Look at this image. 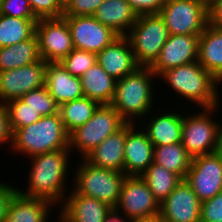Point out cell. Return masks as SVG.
I'll return each mask as SVG.
<instances>
[{
	"instance_id": "5b68a950",
	"label": "cell",
	"mask_w": 222,
	"mask_h": 222,
	"mask_svg": "<svg viewBox=\"0 0 222 222\" xmlns=\"http://www.w3.org/2000/svg\"><path fill=\"white\" fill-rule=\"evenodd\" d=\"M72 188L81 195L100 200L115 208L121 194L125 173L90 165L84 159L76 165Z\"/></svg>"
},
{
	"instance_id": "44dd1931",
	"label": "cell",
	"mask_w": 222,
	"mask_h": 222,
	"mask_svg": "<svg viewBox=\"0 0 222 222\" xmlns=\"http://www.w3.org/2000/svg\"><path fill=\"white\" fill-rule=\"evenodd\" d=\"M45 86L59 106L84 97L81 78L72 76L60 62H47Z\"/></svg>"
},
{
	"instance_id": "2e32d148",
	"label": "cell",
	"mask_w": 222,
	"mask_h": 222,
	"mask_svg": "<svg viewBox=\"0 0 222 222\" xmlns=\"http://www.w3.org/2000/svg\"><path fill=\"white\" fill-rule=\"evenodd\" d=\"M201 201L185 179L160 204L163 222H200Z\"/></svg>"
},
{
	"instance_id": "7a4b0ae2",
	"label": "cell",
	"mask_w": 222,
	"mask_h": 222,
	"mask_svg": "<svg viewBox=\"0 0 222 222\" xmlns=\"http://www.w3.org/2000/svg\"><path fill=\"white\" fill-rule=\"evenodd\" d=\"M158 77L150 67H138L134 72L116 82L115 95L111 105L127 123H137L145 119L155 109L153 100L154 81ZM153 80V81H152ZM153 107V108H152ZM151 109V110H150Z\"/></svg>"
},
{
	"instance_id": "30bf717a",
	"label": "cell",
	"mask_w": 222,
	"mask_h": 222,
	"mask_svg": "<svg viewBox=\"0 0 222 222\" xmlns=\"http://www.w3.org/2000/svg\"><path fill=\"white\" fill-rule=\"evenodd\" d=\"M115 209L129 220L137 221L158 217L160 204L141 176H126Z\"/></svg>"
},
{
	"instance_id": "7dc6e473",
	"label": "cell",
	"mask_w": 222,
	"mask_h": 222,
	"mask_svg": "<svg viewBox=\"0 0 222 222\" xmlns=\"http://www.w3.org/2000/svg\"><path fill=\"white\" fill-rule=\"evenodd\" d=\"M171 1H174V0H161V2H162L163 4H166V3L171 2Z\"/></svg>"
},
{
	"instance_id": "cb8c5ba5",
	"label": "cell",
	"mask_w": 222,
	"mask_h": 222,
	"mask_svg": "<svg viewBox=\"0 0 222 222\" xmlns=\"http://www.w3.org/2000/svg\"><path fill=\"white\" fill-rule=\"evenodd\" d=\"M198 63L222 82V29L207 24L199 37Z\"/></svg>"
},
{
	"instance_id": "f546056e",
	"label": "cell",
	"mask_w": 222,
	"mask_h": 222,
	"mask_svg": "<svg viewBox=\"0 0 222 222\" xmlns=\"http://www.w3.org/2000/svg\"><path fill=\"white\" fill-rule=\"evenodd\" d=\"M100 104L87 97L65 102L59 106V113L68 134L84 125Z\"/></svg>"
},
{
	"instance_id": "7402d4cb",
	"label": "cell",
	"mask_w": 222,
	"mask_h": 222,
	"mask_svg": "<svg viewBox=\"0 0 222 222\" xmlns=\"http://www.w3.org/2000/svg\"><path fill=\"white\" fill-rule=\"evenodd\" d=\"M126 135L127 123L121 129L108 136L83 159L95 167L124 173V146Z\"/></svg>"
},
{
	"instance_id": "6da1fadb",
	"label": "cell",
	"mask_w": 222,
	"mask_h": 222,
	"mask_svg": "<svg viewBox=\"0 0 222 222\" xmlns=\"http://www.w3.org/2000/svg\"><path fill=\"white\" fill-rule=\"evenodd\" d=\"M70 155V149H60L29 158L28 185L26 190L18 187V192L26 197L47 200L56 207L61 206L70 190L66 188L68 172H71Z\"/></svg>"
},
{
	"instance_id": "1f68e13d",
	"label": "cell",
	"mask_w": 222,
	"mask_h": 222,
	"mask_svg": "<svg viewBox=\"0 0 222 222\" xmlns=\"http://www.w3.org/2000/svg\"><path fill=\"white\" fill-rule=\"evenodd\" d=\"M9 117L12 133L21 127L37 122L42 116L21 99H14L4 104Z\"/></svg>"
},
{
	"instance_id": "836d02e7",
	"label": "cell",
	"mask_w": 222,
	"mask_h": 222,
	"mask_svg": "<svg viewBox=\"0 0 222 222\" xmlns=\"http://www.w3.org/2000/svg\"><path fill=\"white\" fill-rule=\"evenodd\" d=\"M60 63L72 75L81 77L97 63L96 53L74 48Z\"/></svg>"
},
{
	"instance_id": "f6af8a7d",
	"label": "cell",
	"mask_w": 222,
	"mask_h": 222,
	"mask_svg": "<svg viewBox=\"0 0 222 222\" xmlns=\"http://www.w3.org/2000/svg\"><path fill=\"white\" fill-rule=\"evenodd\" d=\"M134 222H163L162 219L158 216L155 218H151V219H144V220H137Z\"/></svg>"
},
{
	"instance_id": "c3c4849f",
	"label": "cell",
	"mask_w": 222,
	"mask_h": 222,
	"mask_svg": "<svg viewBox=\"0 0 222 222\" xmlns=\"http://www.w3.org/2000/svg\"><path fill=\"white\" fill-rule=\"evenodd\" d=\"M57 218H58V219H57V222H65L59 215H58Z\"/></svg>"
},
{
	"instance_id": "ab89813d",
	"label": "cell",
	"mask_w": 222,
	"mask_h": 222,
	"mask_svg": "<svg viewBox=\"0 0 222 222\" xmlns=\"http://www.w3.org/2000/svg\"><path fill=\"white\" fill-rule=\"evenodd\" d=\"M4 182H0V222L5 221L10 201L18 192V187Z\"/></svg>"
},
{
	"instance_id": "d4e9b609",
	"label": "cell",
	"mask_w": 222,
	"mask_h": 222,
	"mask_svg": "<svg viewBox=\"0 0 222 222\" xmlns=\"http://www.w3.org/2000/svg\"><path fill=\"white\" fill-rule=\"evenodd\" d=\"M54 205L47 200L26 197L17 192L10 201L4 222H49Z\"/></svg>"
},
{
	"instance_id": "e575fe53",
	"label": "cell",
	"mask_w": 222,
	"mask_h": 222,
	"mask_svg": "<svg viewBox=\"0 0 222 222\" xmlns=\"http://www.w3.org/2000/svg\"><path fill=\"white\" fill-rule=\"evenodd\" d=\"M29 3L37 19L63 16V0H29Z\"/></svg>"
},
{
	"instance_id": "7bdbcfd3",
	"label": "cell",
	"mask_w": 222,
	"mask_h": 222,
	"mask_svg": "<svg viewBox=\"0 0 222 222\" xmlns=\"http://www.w3.org/2000/svg\"><path fill=\"white\" fill-rule=\"evenodd\" d=\"M120 214L119 211H117L115 208H112L110 212L106 215L104 222H134L132 220H129L125 216Z\"/></svg>"
},
{
	"instance_id": "4316f807",
	"label": "cell",
	"mask_w": 222,
	"mask_h": 222,
	"mask_svg": "<svg viewBox=\"0 0 222 222\" xmlns=\"http://www.w3.org/2000/svg\"><path fill=\"white\" fill-rule=\"evenodd\" d=\"M40 60L36 34L28 40L0 48V72L26 66Z\"/></svg>"
},
{
	"instance_id": "b9f144b4",
	"label": "cell",
	"mask_w": 222,
	"mask_h": 222,
	"mask_svg": "<svg viewBox=\"0 0 222 222\" xmlns=\"http://www.w3.org/2000/svg\"><path fill=\"white\" fill-rule=\"evenodd\" d=\"M208 24L222 29V0H214L208 5Z\"/></svg>"
},
{
	"instance_id": "60d3db41",
	"label": "cell",
	"mask_w": 222,
	"mask_h": 222,
	"mask_svg": "<svg viewBox=\"0 0 222 222\" xmlns=\"http://www.w3.org/2000/svg\"><path fill=\"white\" fill-rule=\"evenodd\" d=\"M11 143H12V131L10 129L8 112L5 105L0 104V146L2 144L5 145L9 144L8 146L10 149Z\"/></svg>"
},
{
	"instance_id": "f1b7e54d",
	"label": "cell",
	"mask_w": 222,
	"mask_h": 222,
	"mask_svg": "<svg viewBox=\"0 0 222 222\" xmlns=\"http://www.w3.org/2000/svg\"><path fill=\"white\" fill-rule=\"evenodd\" d=\"M153 196L161 204L176 186L183 180L178 174L152 163L141 175Z\"/></svg>"
},
{
	"instance_id": "8992f818",
	"label": "cell",
	"mask_w": 222,
	"mask_h": 222,
	"mask_svg": "<svg viewBox=\"0 0 222 222\" xmlns=\"http://www.w3.org/2000/svg\"><path fill=\"white\" fill-rule=\"evenodd\" d=\"M127 122L111 104H100L93 116L69 134V149L84 158L108 136L121 129Z\"/></svg>"
},
{
	"instance_id": "ac0fdd59",
	"label": "cell",
	"mask_w": 222,
	"mask_h": 222,
	"mask_svg": "<svg viewBox=\"0 0 222 222\" xmlns=\"http://www.w3.org/2000/svg\"><path fill=\"white\" fill-rule=\"evenodd\" d=\"M96 55L97 63L116 81L140 67L127 36H119Z\"/></svg>"
},
{
	"instance_id": "ba28073f",
	"label": "cell",
	"mask_w": 222,
	"mask_h": 222,
	"mask_svg": "<svg viewBox=\"0 0 222 222\" xmlns=\"http://www.w3.org/2000/svg\"><path fill=\"white\" fill-rule=\"evenodd\" d=\"M218 109L220 105L202 108L201 112L195 111V114L189 112V116L183 114L181 143L192 158L215 151L220 120L214 117L216 112L219 113L216 111Z\"/></svg>"
},
{
	"instance_id": "277c9868",
	"label": "cell",
	"mask_w": 222,
	"mask_h": 222,
	"mask_svg": "<svg viewBox=\"0 0 222 222\" xmlns=\"http://www.w3.org/2000/svg\"><path fill=\"white\" fill-rule=\"evenodd\" d=\"M69 149V134L66 132L60 113L43 116L37 122L16 129L12 133L10 150L29 158ZM23 154V155H22Z\"/></svg>"
},
{
	"instance_id": "e0dca14e",
	"label": "cell",
	"mask_w": 222,
	"mask_h": 222,
	"mask_svg": "<svg viewBox=\"0 0 222 222\" xmlns=\"http://www.w3.org/2000/svg\"><path fill=\"white\" fill-rule=\"evenodd\" d=\"M137 126L127 123L124 146V173L127 176H141L153 163L154 146L142 126Z\"/></svg>"
},
{
	"instance_id": "8d00e7d4",
	"label": "cell",
	"mask_w": 222,
	"mask_h": 222,
	"mask_svg": "<svg viewBox=\"0 0 222 222\" xmlns=\"http://www.w3.org/2000/svg\"><path fill=\"white\" fill-rule=\"evenodd\" d=\"M0 15L21 19H37L32 12L29 0H2L0 2Z\"/></svg>"
},
{
	"instance_id": "484cf974",
	"label": "cell",
	"mask_w": 222,
	"mask_h": 222,
	"mask_svg": "<svg viewBox=\"0 0 222 222\" xmlns=\"http://www.w3.org/2000/svg\"><path fill=\"white\" fill-rule=\"evenodd\" d=\"M80 78L85 97L99 104H111L117 81L98 63L87 69Z\"/></svg>"
},
{
	"instance_id": "9c48e42d",
	"label": "cell",
	"mask_w": 222,
	"mask_h": 222,
	"mask_svg": "<svg viewBox=\"0 0 222 222\" xmlns=\"http://www.w3.org/2000/svg\"><path fill=\"white\" fill-rule=\"evenodd\" d=\"M169 35H201L208 24V6L203 0H174L159 13Z\"/></svg>"
},
{
	"instance_id": "603a6c76",
	"label": "cell",
	"mask_w": 222,
	"mask_h": 222,
	"mask_svg": "<svg viewBox=\"0 0 222 222\" xmlns=\"http://www.w3.org/2000/svg\"><path fill=\"white\" fill-rule=\"evenodd\" d=\"M93 17L120 36H126L138 19L126 0H104Z\"/></svg>"
},
{
	"instance_id": "bcb514c9",
	"label": "cell",
	"mask_w": 222,
	"mask_h": 222,
	"mask_svg": "<svg viewBox=\"0 0 222 222\" xmlns=\"http://www.w3.org/2000/svg\"><path fill=\"white\" fill-rule=\"evenodd\" d=\"M204 3L208 6L210 3H212L214 0H203Z\"/></svg>"
},
{
	"instance_id": "d6986e66",
	"label": "cell",
	"mask_w": 222,
	"mask_h": 222,
	"mask_svg": "<svg viewBox=\"0 0 222 222\" xmlns=\"http://www.w3.org/2000/svg\"><path fill=\"white\" fill-rule=\"evenodd\" d=\"M69 193L59 210V216L65 222H104L106 215L112 209L108 204L78 194L74 189Z\"/></svg>"
},
{
	"instance_id": "ee69618b",
	"label": "cell",
	"mask_w": 222,
	"mask_h": 222,
	"mask_svg": "<svg viewBox=\"0 0 222 222\" xmlns=\"http://www.w3.org/2000/svg\"><path fill=\"white\" fill-rule=\"evenodd\" d=\"M214 153L222 159V123L220 121L218 131H217V139H216V147Z\"/></svg>"
},
{
	"instance_id": "9a60e30c",
	"label": "cell",
	"mask_w": 222,
	"mask_h": 222,
	"mask_svg": "<svg viewBox=\"0 0 222 222\" xmlns=\"http://www.w3.org/2000/svg\"><path fill=\"white\" fill-rule=\"evenodd\" d=\"M200 35H169L158 58L150 66L158 77L166 70L198 61Z\"/></svg>"
},
{
	"instance_id": "f35d334b",
	"label": "cell",
	"mask_w": 222,
	"mask_h": 222,
	"mask_svg": "<svg viewBox=\"0 0 222 222\" xmlns=\"http://www.w3.org/2000/svg\"><path fill=\"white\" fill-rule=\"evenodd\" d=\"M138 16L159 14L163 3L161 0H126Z\"/></svg>"
},
{
	"instance_id": "ffe728a7",
	"label": "cell",
	"mask_w": 222,
	"mask_h": 222,
	"mask_svg": "<svg viewBox=\"0 0 222 222\" xmlns=\"http://www.w3.org/2000/svg\"><path fill=\"white\" fill-rule=\"evenodd\" d=\"M168 112L165 111L161 112L159 111V115L149 113L148 116L145 117L146 119H142V121H138V123L143 125L142 128L146 131L149 140L152 142L153 146H163L173 143L181 142V136H182V125H183V114L178 113L177 109L174 111L172 108V111ZM164 113V114H163ZM145 122H147L145 124ZM146 125V127H145Z\"/></svg>"
},
{
	"instance_id": "8fae6325",
	"label": "cell",
	"mask_w": 222,
	"mask_h": 222,
	"mask_svg": "<svg viewBox=\"0 0 222 222\" xmlns=\"http://www.w3.org/2000/svg\"><path fill=\"white\" fill-rule=\"evenodd\" d=\"M39 54L45 62H60L73 49V41L66 19L44 18L36 23Z\"/></svg>"
},
{
	"instance_id": "3957f363",
	"label": "cell",
	"mask_w": 222,
	"mask_h": 222,
	"mask_svg": "<svg viewBox=\"0 0 222 222\" xmlns=\"http://www.w3.org/2000/svg\"><path fill=\"white\" fill-rule=\"evenodd\" d=\"M164 79L165 87L172 88L178 97L187 102L194 103L197 107L211 108L219 106L221 95L218 89L221 83L207 72L198 61L178 67L170 68L158 76ZM166 81V82H165ZM220 98V99H219Z\"/></svg>"
},
{
	"instance_id": "83f0119b",
	"label": "cell",
	"mask_w": 222,
	"mask_h": 222,
	"mask_svg": "<svg viewBox=\"0 0 222 222\" xmlns=\"http://www.w3.org/2000/svg\"><path fill=\"white\" fill-rule=\"evenodd\" d=\"M153 162L185 179L190 169L192 157L181 142L154 146Z\"/></svg>"
},
{
	"instance_id": "5bb4252c",
	"label": "cell",
	"mask_w": 222,
	"mask_h": 222,
	"mask_svg": "<svg viewBox=\"0 0 222 222\" xmlns=\"http://www.w3.org/2000/svg\"><path fill=\"white\" fill-rule=\"evenodd\" d=\"M70 30L76 49L99 53L109 46L118 35L113 29L103 25L93 16H63Z\"/></svg>"
},
{
	"instance_id": "74e56055",
	"label": "cell",
	"mask_w": 222,
	"mask_h": 222,
	"mask_svg": "<svg viewBox=\"0 0 222 222\" xmlns=\"http://www.w3.org/2000/svg\"><path fill=\"white\" fill-rule=\"evenodd\" d=\"M200 222H222V191L201 202Z\"/></svg>"
},
{
	"instance_id": "4fadbf2b",
	"label": "cell",
	"mask_w": 222,
	"mask_h": 222,
	"mask_svg": "<svg viewBox=\"0 0 222 222\" xmlns=\"http://www.w3.org/2000/svg\"><path fill=\"white\" fill-rule=\"evenodd\" d=\"M47 62L40 60L19 68L0 72V104L20 99L31 90L45 85Z\"/></svg>"
},
{
	"instance_id": "4dcf8cb0",
	"label": "cell",
	"mask_w": 222,
	"mask_h": 222,
	"mask_svg": "<svg viewBox=\"0 0 222 222\" xmlns=\"http://www.w3.org/2000/svg\"><path fill=\"white\" fill-rule=\"evenodd\" d=\"M38 19L0 15V48L28 40L36 34Z\"/></svg>"
},
{
	"instance_id": "d590c367",
	"label": "cell",
	"mask_w": 222,
	"mask_h": 222,
	"mask_svg": "<svg viewBox=\"0 0 222 222\" xmlns=\"http://www.w3.org/2000/svg\"><path fill=\"white\" fill-rule=\"evenodd\" d=\"M104 0H64L63 16H93Z\"/></svg>"
},
{
	"instance_id": "d6a6232c",
	"label": "cell",
	"mask_w": 222,
	"mask_h": 222,
	"mask_svg": "<svg viewBox=\"0 0 222 222\" xmlns=\"http://www.w3.org/2000/svg\"><path fill=\"white\" fill-rule=\"evenodd\" d=\"M20 99L37 111L42 117L59 113V105L50 95L45 85L41 88L29 91Z\"/></svg>"
},
{
	"instance_id": "7c38bea8",
	"label": "cell",
	"mask_w": 222,
	"mask_h": 222,
	"mask_svg": "<svg viewBox=\"0 0 222 222\" xmlns=\"http://www.w3.org/2000/svg\"><path fill=\"white\" fill-rule=\"evenodd\" d=\"M186 182L201 202L222 191V159L214 152L192 158Z\"/></svg>"
},
{
	"instance_id": "52a82bcc",
	"label": "cell",
	"mask_w": 222,
	"mask_h": 222,
	"mask_svg": "<svg viewBox=\"0 0 222 222\" xmlns=\"http://www.w3.org/2000/svg\"><path fill=\"white\" fill-rule=\"evenodd\" d=\"M131 43L136 63L150 67L158 58L169 36L166 24L159 14L138 16L126 35Z\"/></svg>"
}]
</instances>
